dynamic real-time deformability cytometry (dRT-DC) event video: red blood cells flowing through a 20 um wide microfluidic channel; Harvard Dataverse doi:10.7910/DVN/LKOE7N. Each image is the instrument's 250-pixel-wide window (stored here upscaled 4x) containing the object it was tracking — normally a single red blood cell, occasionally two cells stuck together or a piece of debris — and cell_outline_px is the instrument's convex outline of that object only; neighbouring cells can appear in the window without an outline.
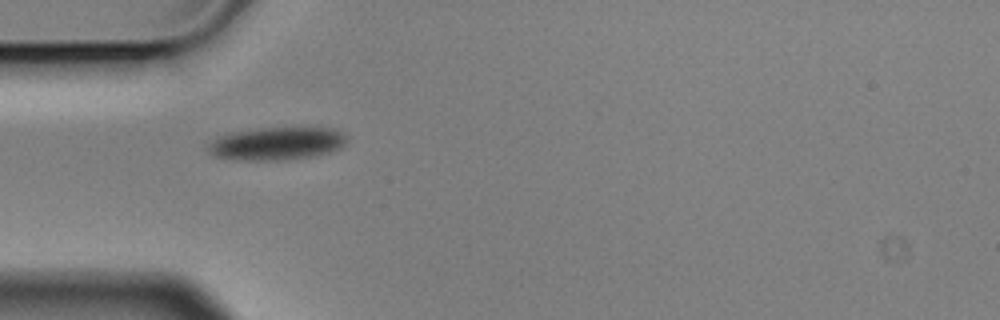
{"species": "Egyptian fruit bat (a non-hibernating species)", "species_latin": "Rousettus aegyptiacus", "temperature_condition": "cold", "stored_images_in_passage": 2, "camera_frame_rate_fps": 3000, "um_per_image_px": 0.085, "animal": {"sex": "male"}, "frame": {"image": 1, "passage_image": 1, "time_ms": 0.0, "image_size_px": [1000, 320], "cell_outline_px": [[348, 140], [340, 148], [332, 152], [316, 156], [288, 160], [236, 160], [212, 156], [208, 152], [208, 144], [212, 140], [228, 132], [260, 128], [316, 124], [332, 128], [348, 136]], "centroid_in_image_um": [23.6, 12.16], "position_along_channel_um": 61.4, "area_um2": 28.03}}
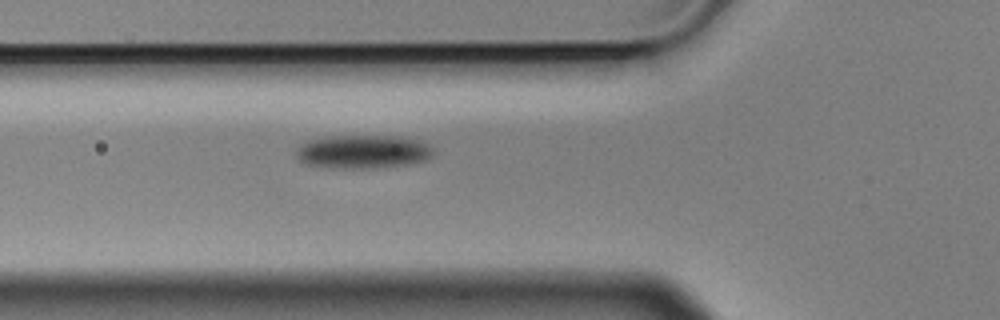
{"frame": {"image": 2, "passage_image": 2, "time_ms": 0.333, "image_size_px": [1000, 320], "cell_outline_px": [[436, 152], [428, 160], [408, 164], [380, 168], [320, 168], [304, 164], [296, 160], [296, 148], [300, 144], [308, 140], [328, 136], [400, 136], [424, 140]], "centroid_in_image_um": [30.84, 12.9], "position_along_channel_um": 95.0, "area_um2": 27.69}}